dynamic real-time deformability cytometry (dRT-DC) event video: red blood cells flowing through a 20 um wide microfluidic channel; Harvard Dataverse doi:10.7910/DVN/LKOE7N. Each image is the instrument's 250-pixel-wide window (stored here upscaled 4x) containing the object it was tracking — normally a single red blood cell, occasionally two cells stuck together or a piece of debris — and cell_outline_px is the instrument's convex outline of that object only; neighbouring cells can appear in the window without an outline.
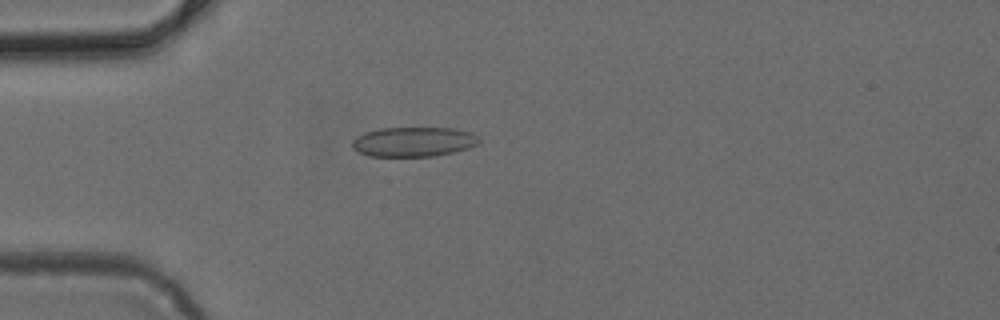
{"species": "common noctule bat (a hibernating species)", "species_latin": "Nyctalus noctula", "temperature_condition": "cold", "stored_images_in_passage": 5, "camera_frame_rate_fps": 3000, "um_per_image_px": 0.085, "animal": {"sex": "female", "body_mass_g": 24.6, "forearm_length_mm": 56.2}, "frame": {"image": 1, "passage_image": 4, "time_ms": 1.0, "image_size_px": [1000, 320], "cell_outline_px": [[480, 144], [468, 148], [452, 152], [432, 156], [368, 156], [352, 148], [352, 140], [356, 136], [364, 132], [380, 128], [456, 128], [472, 132], [480, 140]], "centroid_in_image_um": [35.15, 12.04], "position_along_channel_um": 49.9, "area_um2": 22.02}}